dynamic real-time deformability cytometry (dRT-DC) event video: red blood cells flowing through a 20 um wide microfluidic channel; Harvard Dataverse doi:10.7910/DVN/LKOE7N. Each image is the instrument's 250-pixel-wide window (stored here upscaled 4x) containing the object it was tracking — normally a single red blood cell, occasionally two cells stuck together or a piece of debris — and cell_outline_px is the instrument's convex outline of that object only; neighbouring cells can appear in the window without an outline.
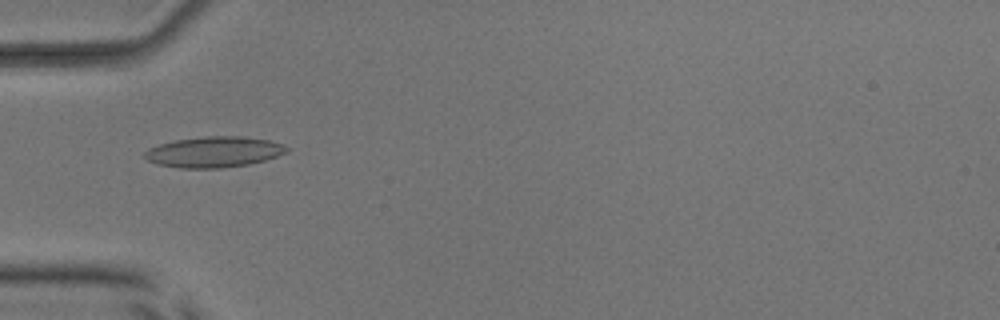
{"species": "common noctule bat (a hibernating species)", "species_latin": "Nyctalus noctula", "temperature_condition": "room temperature", "stored_images_in_passage": 25, "camera_frame_rate_fps": 3000, "um_per_image_px": 0.085, "animal": {"sex": "male", "body_mass_g": 17.9, "forearm_length_mm": 54.2}, "frame": {"image": 1, "passage_image": 3, "time_ms": 0.667, "image_size_px": [1000, 320], "cell_outline_px": [[288, 152], [264, 160], [248, 164], [220, 168], [180, 168], [156, 164], [148, 160], [144, 156], [144, 152], [148, 148], [160, 144], [176, 140], [204, 136], [244, 136], [268, 140], [284, 144], [288, 148]], "centroid_in_image_um": [18.18, 12.91], "position_along_channel_um": 66.8, "area_um2": 25.43}}
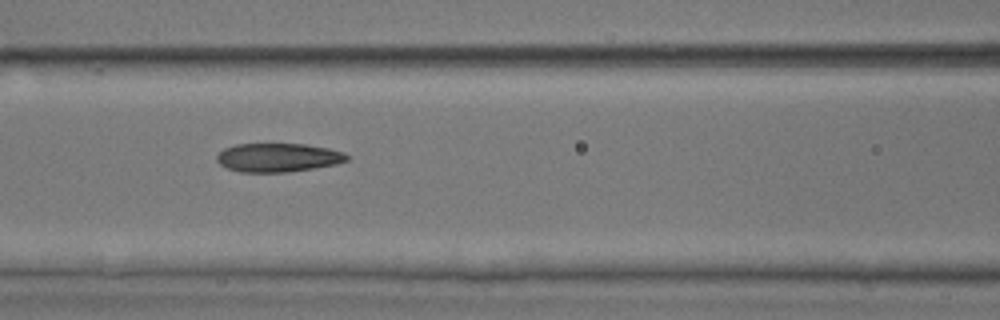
{"frame": {"image": 2, "passage_image": 9, "time_ms": 2.667, "image_size_px": [1000, 320], "cell_outline_px": [[352, 156], [348, 160], [336, 164], [316, 168], [288, 172], [240, 172], [228, 168], [220, 164], [216, 160], [216, 156], [224, 148], [236, 144], [308, 144], [328, 148], [344, 152]], "centroid_in_image_um": [23.68, 13.39], "position_along_channel_um": 142.9, "area_um2": 21.96}}
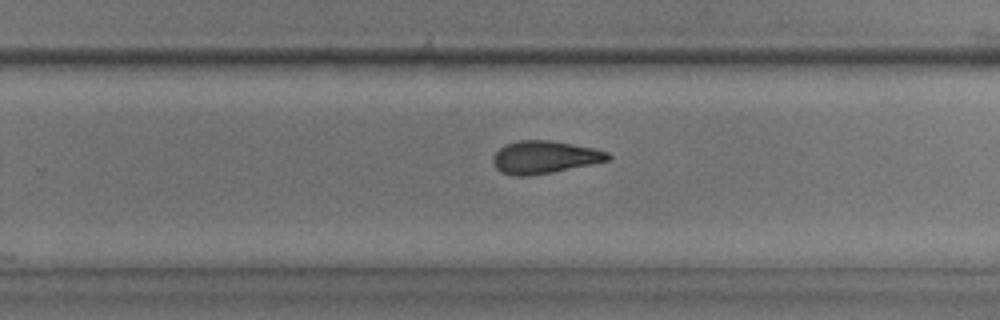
{"frame": {"image": 3, "passage_image": 20, "time_ms": 6.333, "image_size_px": [1000, 320], "cell_outline_px": [[612, 160], [552, 172], [528, 176], [512, 176], [500, 172], [496, 168], [492, 160], [492, 156], [504, 144], [520, 140], [548, 140], [572, 144], [592, 148], [608, 152], [612, 156]], "centroid_in_image_um": [46.27, 13.37], "position_along_channel_um": 283.5, "area_um2": 21.96}}